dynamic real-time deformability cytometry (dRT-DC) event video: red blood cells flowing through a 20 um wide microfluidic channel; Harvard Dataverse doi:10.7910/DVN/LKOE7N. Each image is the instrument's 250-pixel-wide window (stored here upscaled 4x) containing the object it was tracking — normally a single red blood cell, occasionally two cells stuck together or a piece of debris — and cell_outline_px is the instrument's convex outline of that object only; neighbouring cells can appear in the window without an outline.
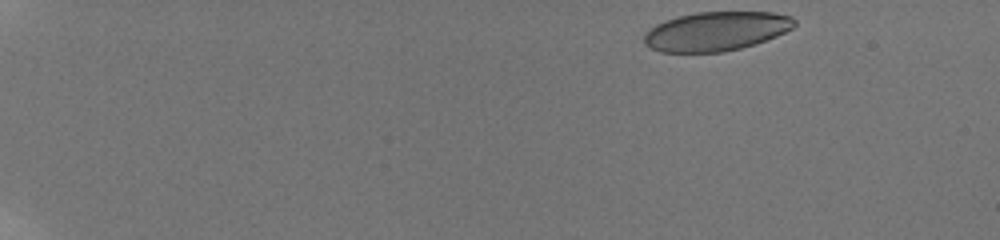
{"species": "human", "species_latin": "Homo sapiens", "temperature_condition": "room temperature", "stored_images_in_passage": 45, "camera_frame_rate_fps": 3000, "um_per_image_px": 0.085, "donor": {"sex": "male"}, "frame": {"image": 1, "passage_image": 1, "time_ms": 0.0, "image_size_px": [1000, 240], "cell_outline_px": [[796, 24], [792, 28], [776, 36], [756, 44], [724, 52], [660, 52], [644, 44], [644, 32], [656, 24], [680, 16], [696, 12], [772, 12], [792, 16], [796, 20]], "centroid_in_image_um": [60.88, 2.66], "position_along_channel_um": 24.1, "area_um2": 34.28}}
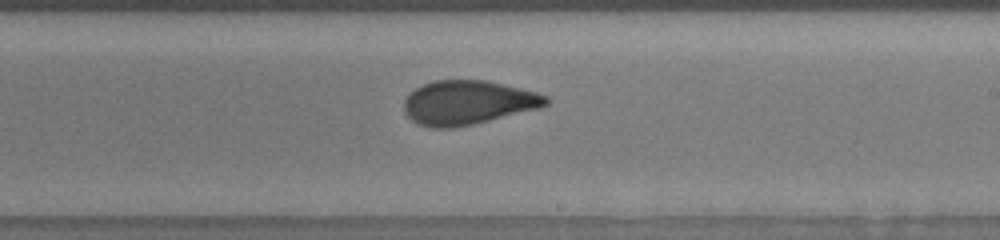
{"frame": {"image": 2, "passage_image": 42, "time_ms": 10.0, "image_size_px": [1000, 240], "cell_outline_px": [[552, 100], [548, 104], [540, 108], [472, 124], [452, 128], [432, 128], [416, 124], [404, 112], [404, 100], [408, 92], [424, 84], [436, 80], [484, 80], [504, 84], [536, 92], [548, 96]], "centroid_in_image_um": [39.76, 8.72], "position_along_channel_um": 249.2, "area_um2": 36.59}}
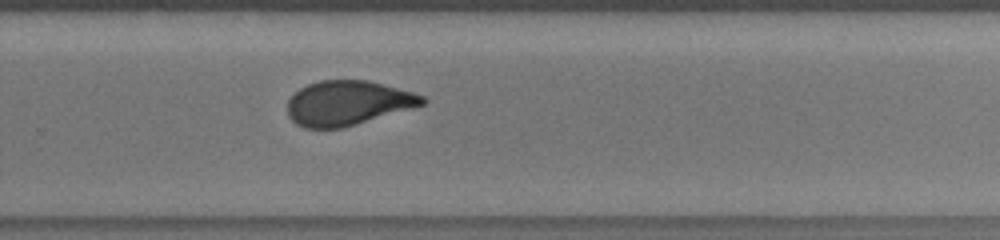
{"frame": {"image": 3, "passage_image": 45, "time_ms": 11.333, "image_size_px": [1000, 240], "cell_outline_px": [[428, 100], [424, 104], [412, 108], [340, 128], [304, 128], [296, 124], [288, 116], [288, 100], [300, 88], [308, 84], [320, 80], [368, 80], [384, 84], [412, 92], [424, 96]], "centroid_in_image_um": [29.55, 8.75], "position_along_channel_um": 300.3, "area_um2": 34.8}}